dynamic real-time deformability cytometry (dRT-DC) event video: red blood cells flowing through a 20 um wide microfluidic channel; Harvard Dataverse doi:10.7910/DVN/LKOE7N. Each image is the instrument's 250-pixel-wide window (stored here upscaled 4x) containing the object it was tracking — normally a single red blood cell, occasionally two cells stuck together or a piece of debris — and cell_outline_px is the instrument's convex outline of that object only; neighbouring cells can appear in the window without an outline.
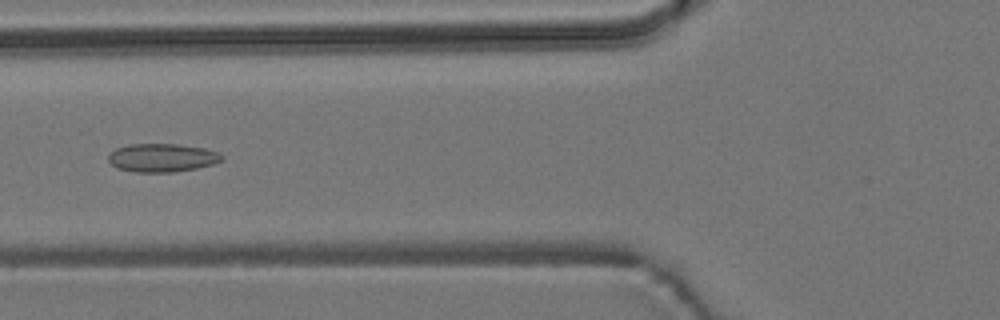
{"species": "common noctule bat (a hibernating species)", "species_latin": "Nyctalus noctula", "temperature_condition": "room temperature", "stored_images_in_passage": 7, "camera_frame_rate_fps": 3000, "um_per_image_px": 0.085, "animal": {"sex": "male", "body_mass_g": 19.2, "forearm_length_mm": 51.8}, "frame": {"image": 1, "passage_image": 5, "time_ms": 4.667, "image_size_px": [1000, 320], "cell_outline_px": [[224, 160], [212, 164], [196, 168], [172, 172], [136, 172], [120, 168], [112, 164], [108, 160], [108, 156], [116, 148], [128, 144], [176, 144], [204, 148], [220, 152], [224, 156]], "centroid_in_image_um": [13.82, 13.4], "position_along_channel_um": 112.0, "area_um2": 18.67}}
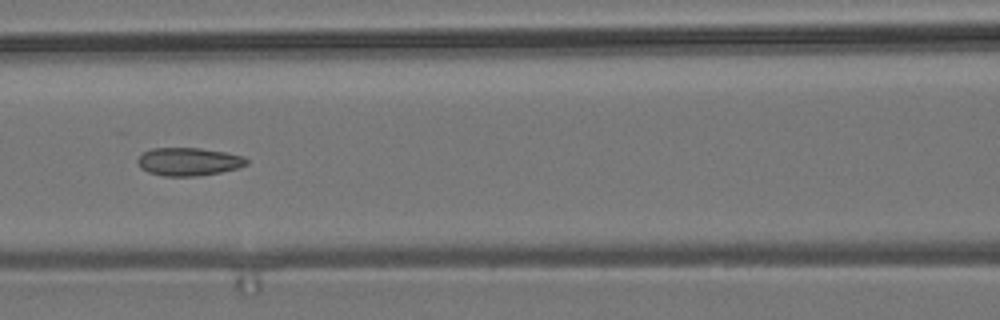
{"frame": {"image": 2, "passage_image": 6, "time_ms": 5.667, "image_size_px": [1000, 320], "cell_outline_px": [[248, 164], [236, 168], [220, 172], [196, 176], [164, 176], [148, 172], [140, 168], [136, 160], [144, 152], [152, 148], [200, 148], [224, 152], [244, 156], [248, 160]], "centroid_in_image_um": [16.02, 13.74], "position_along_channel_um": 150.6, "area_um2": 17.74}}
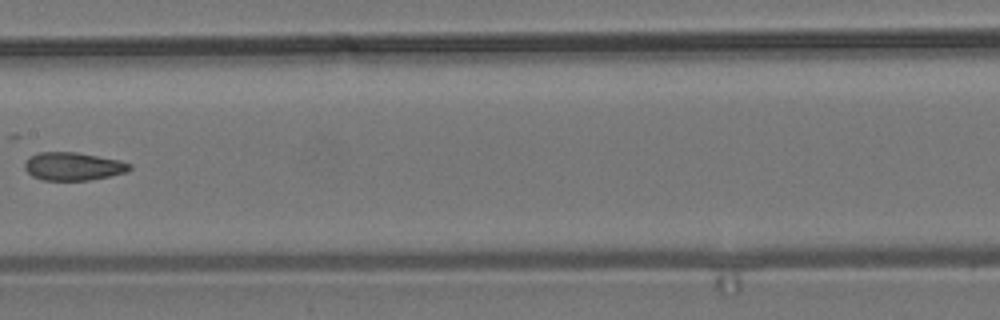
{"frame": {"image": 3, "passage_image": 7, "time_ms": 7.0, "image_size_px": [1000, 320], "cell_outline_px": [[132, 168], [128, 172], [88, 180], [40, 180], [32, 176], [24, 168], [24, 160], [28, 156], [40, 152], [76, 152], [120, 160], [132, 164]], "centroid_in_image_um": [6.2, 14.13], "position_along_channel_um": 201.2, "area_um2": 17.34}}